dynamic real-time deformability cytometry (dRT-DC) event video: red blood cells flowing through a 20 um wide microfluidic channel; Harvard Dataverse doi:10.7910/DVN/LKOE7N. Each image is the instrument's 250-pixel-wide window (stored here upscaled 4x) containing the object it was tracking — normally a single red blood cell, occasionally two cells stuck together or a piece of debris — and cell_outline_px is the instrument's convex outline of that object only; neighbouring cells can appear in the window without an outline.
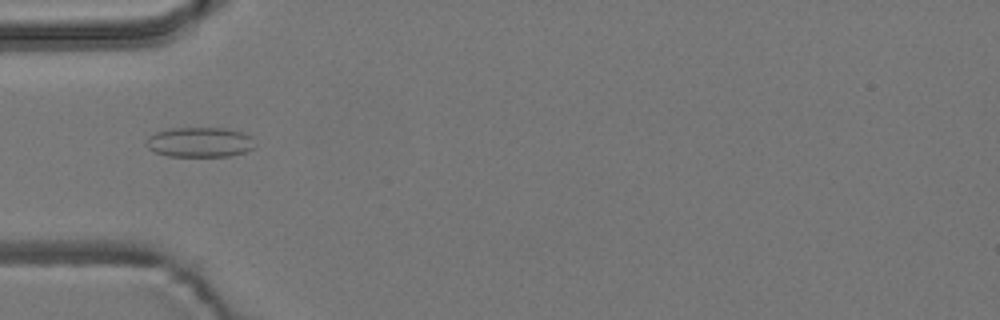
{"species": "common noctule bat (a hibernating species)", "species_latin": "Nyctalus noctula", "temperature_condition": "room temperature", "stored_images_in_passage": 8, "camera_frame_rate_fps": 3000, "um_per_image_px": 0.085, "animal": {"sex": "male", "body_mass_g": 19.2, "forearm_length_mm": 51.8}, "frame": {"image": 1, "passage_image": 6, "time_ms": 5.667, "image_size_px": [1000, 320], "cell_outline_px": [[256, 148], [244, 152], [228, 156], [168, 156], [156, 152], [148, 148], [144, 144], [144, 140], [148, 136], [156, 132], [168, 128], [228, 128], [244, 132], [252, 136]], "centroid_in_image_um": [16.98, 12.07], "position_along_channel_um": 68.0, "area_um2": 19.31}}
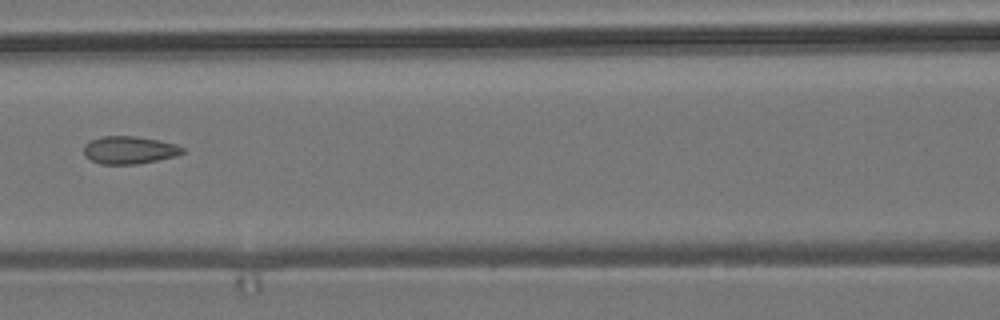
{"frame": {"image": 2, "passage_image": 8, "time_ms": 8.0, "image_size_px": [1000, 320], "cell_outline_px": [[184, 152], [176, 156], [136, 164], [100, 164], [84, 156], [84, 144], [100, 136], [132, 136], [160, 140], [176, 144], [184, 148]], "centroid_in_image_um": [10.98, 12.75], "position_along_channel_um": 155.6, "area_um2": 15.9}}